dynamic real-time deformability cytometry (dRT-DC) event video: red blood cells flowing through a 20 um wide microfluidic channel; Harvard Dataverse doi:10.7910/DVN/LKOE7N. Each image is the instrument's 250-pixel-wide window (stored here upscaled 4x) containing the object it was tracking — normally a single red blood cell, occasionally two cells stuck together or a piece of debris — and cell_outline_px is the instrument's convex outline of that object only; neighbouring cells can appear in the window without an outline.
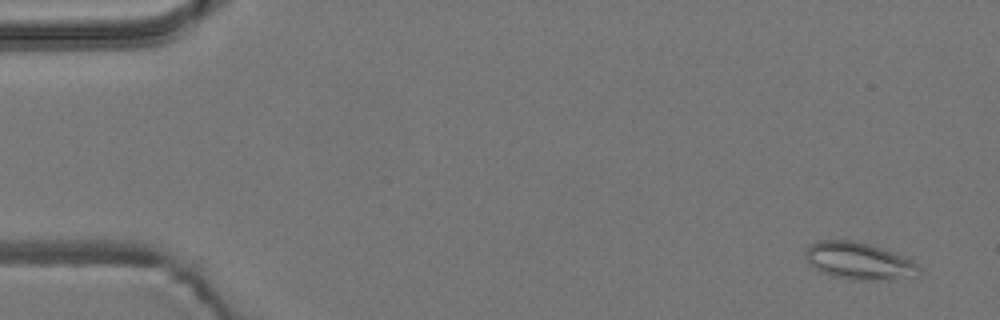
{"species": "common noctule bat (a hibernating species)", "species_latin": "Nyctalus noctula", "temperature_condition": "room temperature", "stored_images_in_passage": 5, "camera_frame_rate_fps": 3000, "um_per_image_px": 0.085, "animal": {"sex": "male", "body_mass_g": 19.2, "forearm_length_mm": 51.8}, "frame": {"image": 1, "passage_image": 1, "time_ms": 0.0, "image_size_px": [1000, 320], "cell_outline_px": [[920, 276], [896, 280], [848, 280], [832, 276], [816, 268], [804, 256], [804, 252], [816, 240], [852, 240], [884, 248], [912, 260], [920, 268]], "centroid_in_image_um": [73.07, 22.2], "position_along_channel_um": 11.9, "area_um2": 24.8}}